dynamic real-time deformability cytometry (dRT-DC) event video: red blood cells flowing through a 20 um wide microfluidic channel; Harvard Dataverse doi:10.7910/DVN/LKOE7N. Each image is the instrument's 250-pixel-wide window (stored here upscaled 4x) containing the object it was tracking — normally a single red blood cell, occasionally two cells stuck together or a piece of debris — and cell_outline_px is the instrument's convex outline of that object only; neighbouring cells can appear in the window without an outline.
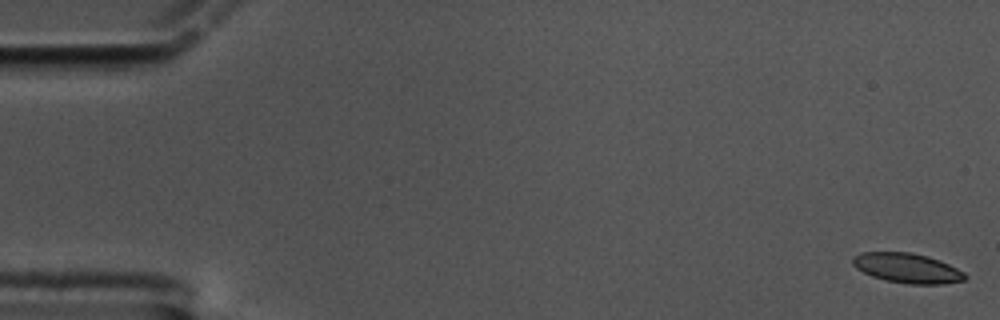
{"species": "common noctule bat (a hibernating species)", "species_latin": "Nyctalus noctula", "temperature_condition": "cold", "stored_images_in_passage": 60, "camera_frame_rate_fps": 3000, "um_per_image_px": 0.085, "animal": {"sex": "male", "body_mass_g": 17.5, "forearm_length_mm": 52.3}, "frame": {"image": 1, "passage_image": 1, "time_ms": 0.0, "image_size_px": [1000, 320], "cell_outline_px": [[968, 276], [964, 280], [944, 284], [908, 284], [884, 280], [872, 276], [856, 268], [852, 264], [852, 256], [860, 252], [908, 252], [928, 256], [940, 260], [964, 272]], "centroid_in_image_um": [77.1, 22.79], "position_along_channel_um": 7.9, "area_um2": 19.59}}
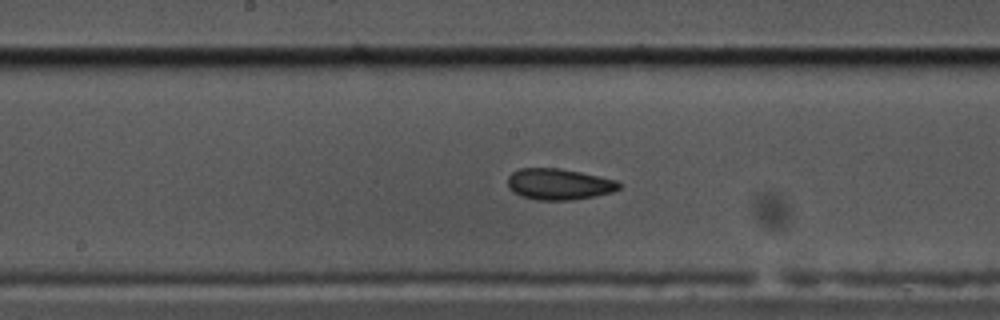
{"frame": {"image": 2, "passage_image": 31, "time_ms": 10.0, "image_size_px": [1000, 320], "cell_outline_px": [[620, 188], [612, 192], [572, 200], [536, 200], [520, 196], [512, 192], [508, 188], [508, 176], [512, 172], [520, 168], [560, 168], [580, 172], [616, 180], [620, 184]], "centroid_in_image_um": [47.46, 15.65], "position_along_channel_um": 200.7, "area_um2": 20.23}}
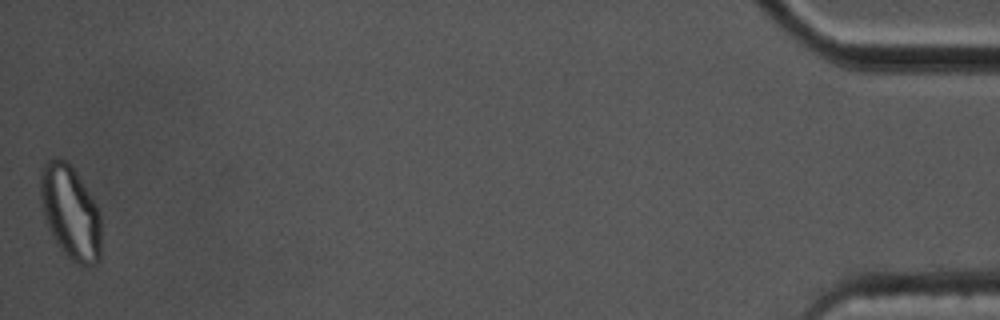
{"frame": {"image": 3, "passage_image": 60, "time_ms": 19.667, "image_size_px": [1000, 320], "cell_outline_px": [[100, 260], [96, 264], [88, 268], [68, 260], [56, 244], [44, 220], [40, 208], [40, 168], [52, 156], [56, 156], [64, 160], [76, 172], [100, 212]], "centroid_in_image_um": [5.94, 18.09], "position_along_channel_um": 429.3, "area_um2": 33.87}, "authors_computed_cell_mechanics": {"area_um2": 20.23, "velocity_mm_per_s": 3.3426, "shape_relaxation_time_tau1_ms": 8.4776, "shape_relaxation_time_tau2_ms": 2.7984, "deformation_change_tau1": 0.1499, "deformation_change_tau2": 0.0757}}